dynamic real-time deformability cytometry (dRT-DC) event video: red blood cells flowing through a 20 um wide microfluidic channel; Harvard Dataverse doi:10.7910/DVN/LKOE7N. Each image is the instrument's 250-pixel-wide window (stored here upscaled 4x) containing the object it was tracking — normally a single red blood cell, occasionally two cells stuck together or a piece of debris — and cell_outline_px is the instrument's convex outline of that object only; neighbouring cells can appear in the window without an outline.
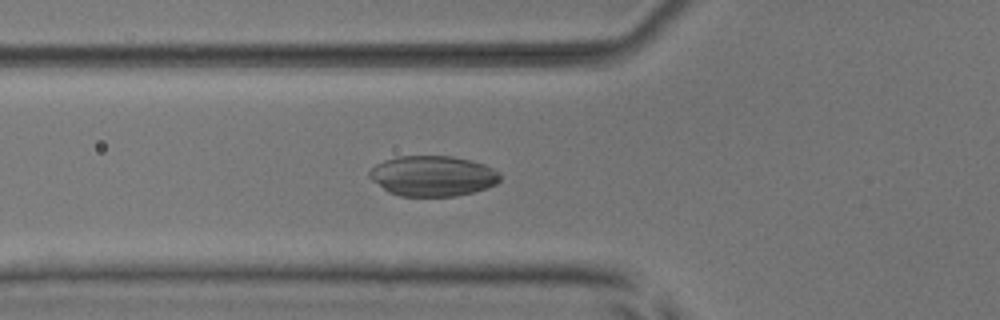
{"species": "common noctule bat (a hibernating species)", "species_latin": "Nyctalus noctula", "temperature_condition": "room temperature", "stored_images_in_passage": 53, "camera_frame_rate_fps": 3000, "um_per_image_px": 0.085, "animal": {"sex": "male", "body_mass_g": 17.9, "forearm_length_mm": 54.2}, "frame": {"image": 1, "passage_image": 20, "time_ms": 6.333, "image_size_px": [1000, 320], "cell_outline_px": [[500, 180], [496, 184], [488, 188], [476, 192], [456, 196], [400, 196], [388, 192], [372, 180], [368, 176], [368, 172], [376, 164], [384, 160], [396, 156], [452, 156], [484, 164], [500, 172]], "centroid_in_image_um": [36.79, 14.96], "position_along_channel_um": 89.0, "area_um2": 30.98}}
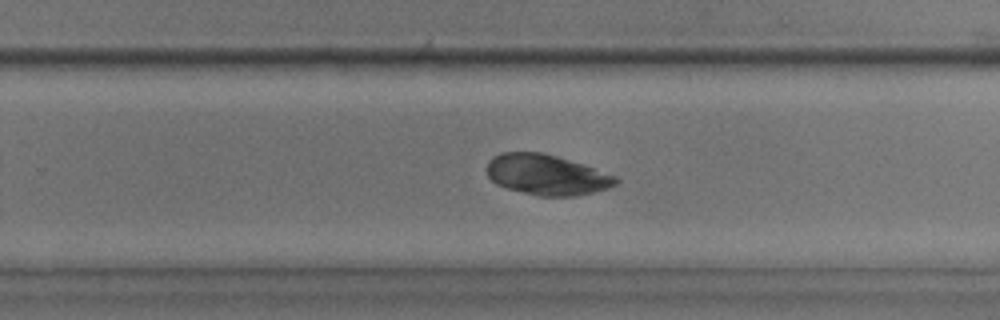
{"frame": {"image": 2, "passage_image": 35, "time_ms": 11.333, "image_size_px": [1000, 320], "cell_outline_px": [[620, 180], [616, 184], [608, 188], [576, 196], [540, 196], [508, 188], [496, 184], [488, 176], [488, 160], [492, 156], [500, 152], [544, 152], [584, 164], [616, 176]], "centroid_in_image_um": [46.47, 14.84], "position_along_channel_um": 283.3, "area_um2": 30.4}}
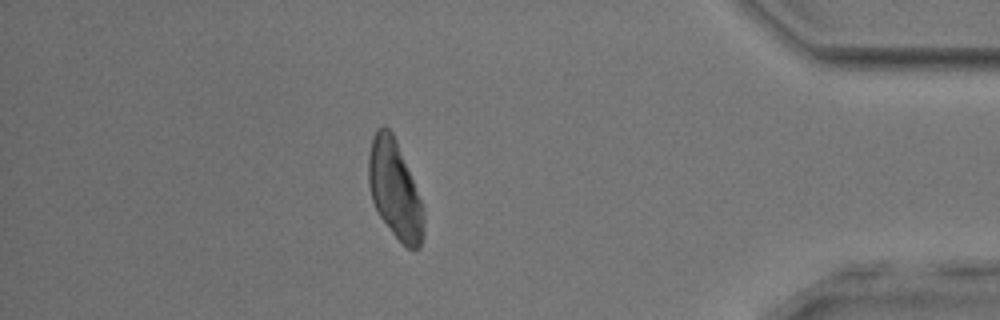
{"frame": {"image": 3, "passage_image": 47, "time_ms": 15.333, "image_size_px": [1000, 320], "cell_outline_px": [[424, 236], [420, 248], [408, 248], [392, 232], [380, 216], [372, 200], [368, 184], [368, 156], [372, 136], [380, 128], [388, 128], [392, 132], [396, 140], [420, 200], [424, 216]], "centroid_in_image_um": [33.54, 16.14], "position_along_channel_um": 401.7, "area_um2": 30.81}}